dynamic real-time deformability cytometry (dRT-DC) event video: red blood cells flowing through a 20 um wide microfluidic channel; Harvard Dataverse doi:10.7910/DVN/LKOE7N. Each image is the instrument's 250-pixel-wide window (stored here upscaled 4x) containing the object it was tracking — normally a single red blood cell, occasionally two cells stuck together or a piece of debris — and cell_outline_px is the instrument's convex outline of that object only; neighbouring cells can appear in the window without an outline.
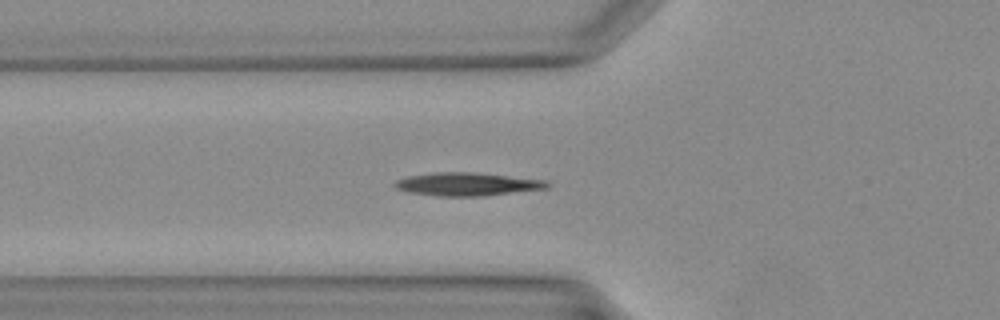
{"species": "Egyptian fruit bat (a non-hibernating species)", "species_latin": "Rousettus aegyptiacus", "temperature_condition": "warm", "stored_images_in_passage": 32, "segment_of_instrument_passage": [1, 2], "camera_frame_rate_fps": 3000, "um_per_image_px": 0.085, "animal": {"sex": "female"}, "frame": {"image": 1, "passage_image": 7, "time_ms": 2.0, "image_size_px": [1000, 320], "cell_outline_px": [[552, 184], [548, 188], [480, 196], [440, 196], [408, 192], [396, 188], [392, 184], [396, 180], [408, 176], [436, 172], [476, 172], [544, 180]], "centroid_in_image_um": [39.69, 15.65], "position_along_channel_um": 86.1, "area_um2": 20.46}}
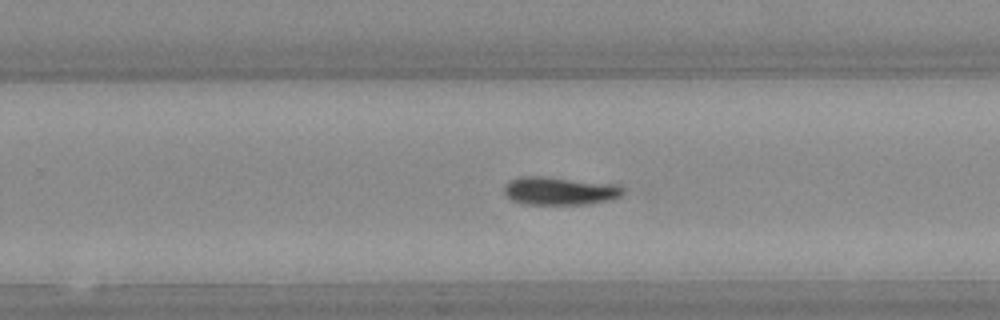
{"frame": {"image": 2, "passage_image": 18, "time_ms": 5.667, "image_size_px": [1000, 320], "cell_outline_px": [[624, 192], [620, 196], [604, 200], [580, 204], [528, 204], [512, 200], [504, 192], [504, 188], [508, 180], [524, 176], [540, 176], [620, 184], [624, 188]], "centroid_in_image_um": [47.57, 16.2], "position_along_channel_um": 282.2, "area_um2": 19.19}}
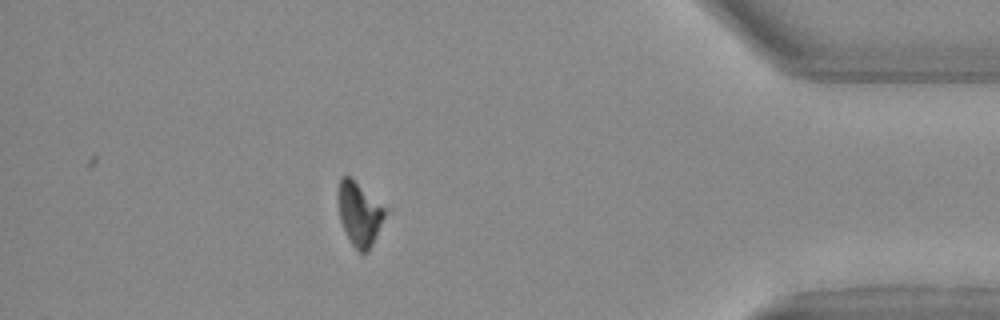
{"frame": {"image": 3, "passage_image": 27, "time_ms": 8.667, "image_size_px": [1000, 320], "cell_outline_px": [[384, 216], [372, 244], [368, 252], [360, 252], [352, 244], [340, 220], [340, 180], [344, 176], [348, 176], [384, 208]], "centroid_in_image_um": [30.54, 18.24], "position_along_channel_um": 404.7, "area_um2": 15.95}}